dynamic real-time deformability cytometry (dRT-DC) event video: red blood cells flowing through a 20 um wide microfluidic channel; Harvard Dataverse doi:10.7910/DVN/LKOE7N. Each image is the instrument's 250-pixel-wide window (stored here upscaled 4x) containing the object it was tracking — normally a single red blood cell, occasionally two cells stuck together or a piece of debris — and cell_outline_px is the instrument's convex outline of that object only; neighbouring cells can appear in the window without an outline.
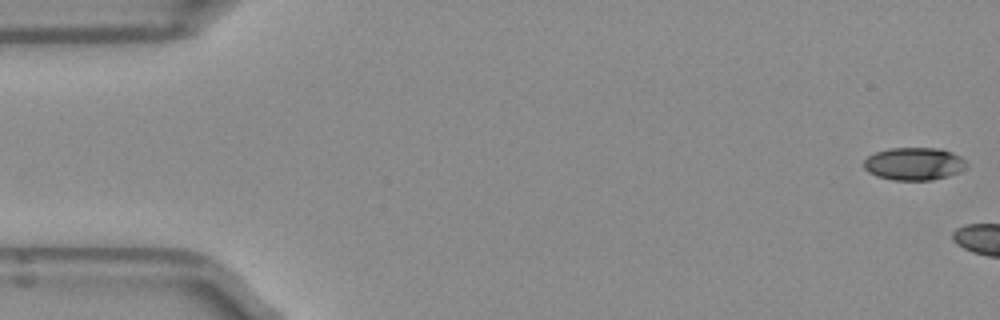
{"species": "Egyptian fruit bat (a non-hibernating species)", "species_latin": "Rousettus aegyptiacus", "temperature_condition": "room temperature", "stored_images_in_passage": 5, "camera_frame_rate_fps": 3000, "um_per_image_px": 0.085, "frame": {"image": 1, "passage_image": 1, "time_ms": 0.0, "image_size_px": [1000, 320], "cell_outline_px": [[968, 168], [960, 172], [948, 176], [932, 180], [892, 180], [876, 176], [868, 172], [864, 168], [864, 160], [868, 156], [876, 152], [888, 148], [940, 148], [952, 152], [960, 156], [968, 164]], "centroid_in_image_um": [77.72, 13.93], "position_along_channel_um": 7.3, "area_um2": 19.83}}